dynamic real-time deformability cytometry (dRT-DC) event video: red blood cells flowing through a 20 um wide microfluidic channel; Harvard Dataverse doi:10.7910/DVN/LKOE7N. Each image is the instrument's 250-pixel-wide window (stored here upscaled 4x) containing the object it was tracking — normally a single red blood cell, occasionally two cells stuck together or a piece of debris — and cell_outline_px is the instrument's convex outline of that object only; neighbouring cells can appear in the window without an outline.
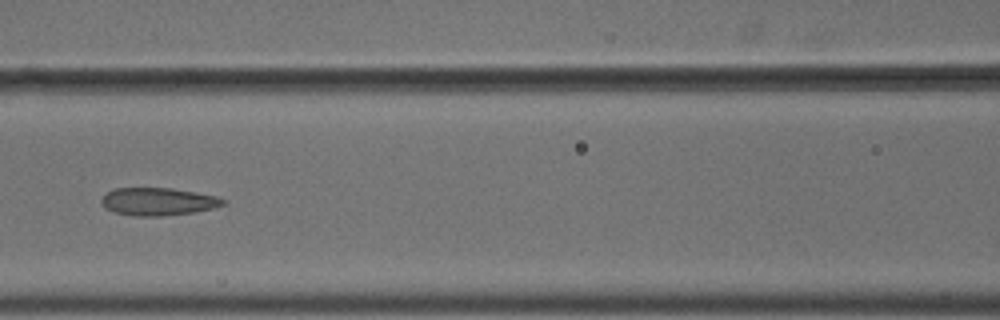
{"species": "common noctule bat (a hibernating species)", "species_latin": "Nyctalus noctula", "temperature_condition": "cold", "stored_images_in_passage": 8, "camera_frame_rate_fps": 3000, "um_per_image_px": 0.085, "animal": {"sex": "male", "body_mass_g": 18.8}, "frame": {"image": 1, "passage_image": 8, "time_ms": 2.333, "image_size_px": [1000, 320], "cell_outline_px": [[228, 200], [224, 204], [212, 208], [192, 212], [164, 216], [132, 216], [116, 212], [104, 208], [100, 200], [108, 192], [116, 188], [172, 188], [196, 192], [216, 196]], "centroid_in_image_um": [13.44, 17.13], "position_along_channel_um": 153.2, "area_um2": 19.59}}